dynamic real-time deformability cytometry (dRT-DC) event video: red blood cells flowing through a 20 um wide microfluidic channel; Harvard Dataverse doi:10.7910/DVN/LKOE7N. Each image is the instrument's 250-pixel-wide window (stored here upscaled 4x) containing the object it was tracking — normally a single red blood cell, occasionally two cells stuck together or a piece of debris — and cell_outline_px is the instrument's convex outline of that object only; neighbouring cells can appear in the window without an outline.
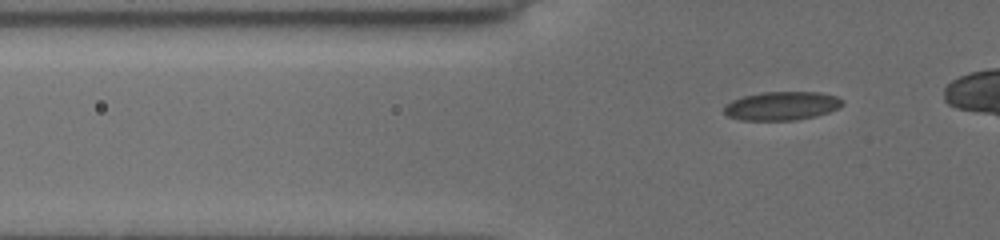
{"species": "common noctule bat (a hibernating species)", "species_latin": "Nyctalus noctula", "temperature_condition": "cold", "stored_images_in_passage": 42, "camera_frame_rate_fps": 3000, "um_per_image_px": 0.085, "animal": {"sex": "female", "body_mass_g": 19.5, "forearm_length_mm": 54.1}, "frame": {"image": 1, "passage_image": 12, "time_ms": 3.667, "image_size_px": [1000, 240], "cell_outline_px": [[844, 104], [840, 108], [816, 116], [796, 120], [740, 120], [728, 116], [724, 112], [724, 108], [732, 100], [744, 96], [760, 92], [820, 92], [836, 96], [844, 100]], "centroid_in_image_um": [66.49, 9.0], "position_along_channel_um": 59.3, "area_um2": 19.83}}
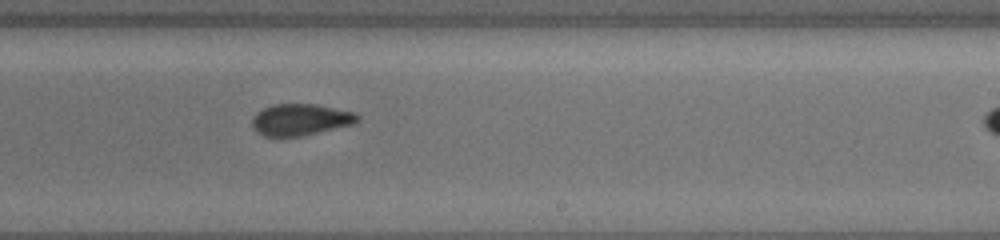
{"frame": {"image": 2, "passage_image": 29, "time_ms": 9.333, "image_size_px": [1000, 240], "cell_outline_px": [[360, 116], [352, 124], [300, 136], [264, 136], [256, 132], [252, 128], [252, 116], [256, 112], [264, 108], [276, 104], [316, 104], [352, 112]], "centroid_in_image_um": [25.46, 10.16], "position_along_channel_um": 263.5, "area_um2": 19.07}}
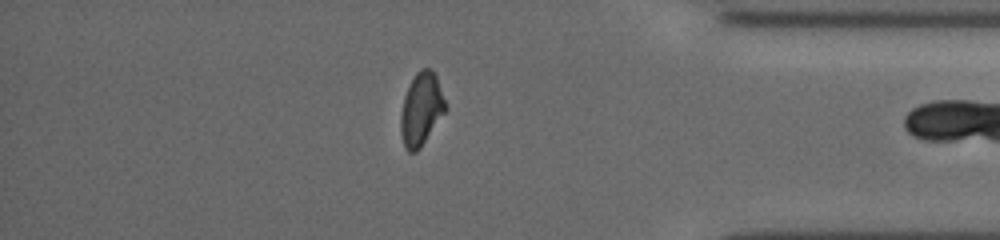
{"frame": {"image": 3, "passage_image": 41, "time_ms": 13.333, "image_size_px": [1000, 240], "cell_outline_px": [[448, 108], [420, 148], [416, 152], [408, 152], [404, 148], [400, 132], [400, 116], [404, 96], [416, 72], [420, 68], [432, 68], [436, 76]], "centroid_in_image_um": [35.8, 9.29], "position_along_channel_um": 399.4, "area_um2": 19.07}}